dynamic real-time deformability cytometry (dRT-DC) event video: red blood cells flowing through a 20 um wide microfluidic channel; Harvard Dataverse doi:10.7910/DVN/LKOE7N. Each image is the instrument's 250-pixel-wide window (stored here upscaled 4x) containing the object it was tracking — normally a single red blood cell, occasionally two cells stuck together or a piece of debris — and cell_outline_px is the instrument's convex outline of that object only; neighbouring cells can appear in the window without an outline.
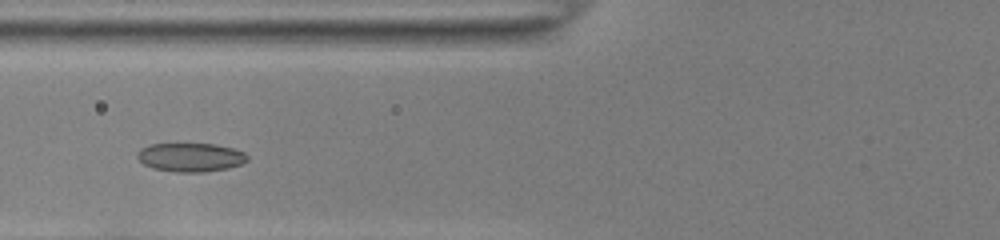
{"species": "common noctule bat (a hibernating species)", "species_latin": "Nyctalus noctula", "temperature_condition": "room temperature", "stored_images_in_passage": 42, "camera_frame_rate_fps": 3000, "um_per_image_px": 0.085, "animal": {"sex": "female", "body_mass_g": 22.0, "forearm_length_mm": 56.7}, "frame": {"image": 1, "passage_image": 11, "time_ms": 3.333, "image_size_px": [1000, 240], "cell_outline_px": [[248, 160], [240, 164], [228, 168], [204, 172], [172, 172], [152, 168], [144, 164], [136, 156], [140, 148], [152, 144], [212, 144], [232, 148], [244, 152], [248, 156]], "centroid_in_image_um": [16.18, 13.38], "position_along_channel_um": 109.6, "area_um2": 18.38}}
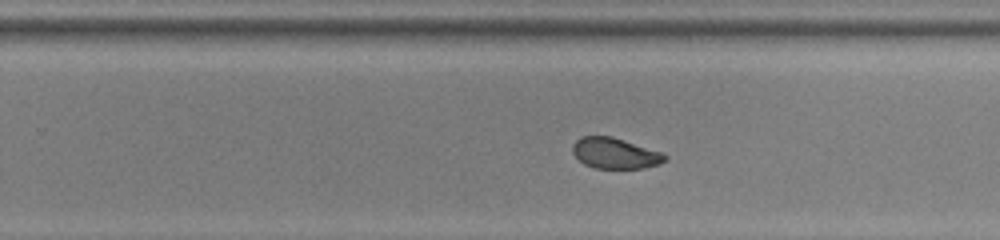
{"frame": {"image": 2, "passage_image": 24, "time_ms": 7.667, "image_size_px": [1000, 240], "cell_outline_px": [[668, 156], [660, 164], [644, 168], [592, 168], [584, 164], [572, 152], [572, 144], [580, 136], [612, 136], [664, 152]], "centroid_in_image_um": [52.29, 13.02], "position_along_channel_um": 277.5, "area_um2": 16.76}}
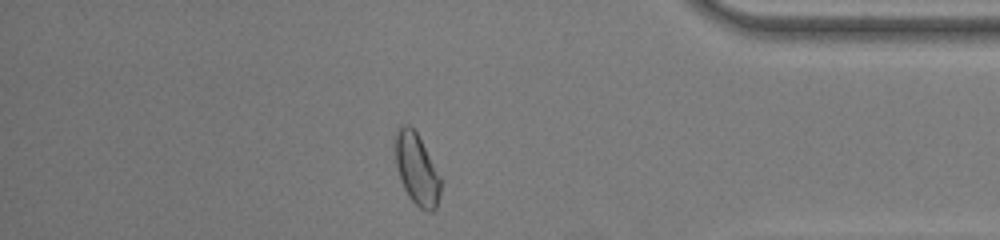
{"frame": {"image": 3, "passage_image": 35, "time_ms": 11.333, "image_size_px": [1000, 240], "cell_outline_px": [[440, 192], [436, 208], [432, 212], [428, 212], [420, 208], [408, 196], [400, 180], [396, 164], [396, 136], [400, 128], [404, 124], [408, 124], [416, 132], [440, 176]], "centroid_in_image_um": [35.43, 14.43], "position_along_channel_um": 399.8, "area_um2": 18.32}, "authors_computed_cell_mechanics": {"area_um2": 18.1781, "velocity_mm_per_s": 3.8764, "shape_relaxation_time_tau1_ms": 8.0685, "shape_relaxation_time_tau2_ms": 1.6038, "deformation_change_tau1": 0.1386, "deformation_change_tau2": 0.0625}}